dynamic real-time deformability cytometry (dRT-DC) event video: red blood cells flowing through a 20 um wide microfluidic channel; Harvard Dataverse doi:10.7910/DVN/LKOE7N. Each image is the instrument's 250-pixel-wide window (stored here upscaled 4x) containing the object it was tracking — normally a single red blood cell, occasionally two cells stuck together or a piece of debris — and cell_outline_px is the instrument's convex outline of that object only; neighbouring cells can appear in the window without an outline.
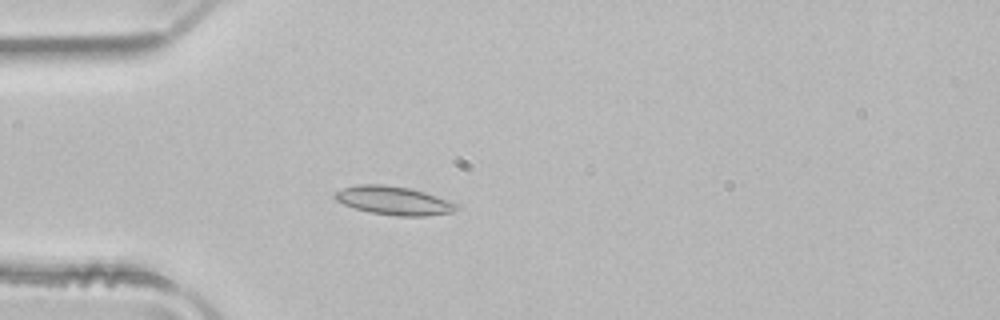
{"species": "common noctule bat (a hibernating species)", "species_latin": "Nyctalus noctula", "temperature_condition": "room temperature", "stored_images_in_passage": 51, "camera_frame_rate_fps": 3000, "um_per_image_px": 0.085, "animal": {"sex": "male", "body_mass_g": 21.5, "forearm_length_mm": 52.0}, "frame": {"image": 1, "passage_image": 15, "time_ms": 4.667, "image_size_px": [1000, 320], "cell_outline_px": [[460, 208], [452, 212], [424, 216], [396, 216], [368, 212], [344, 204], [336, 200], [332, 196], [336, 192], [344, 188], [356, 184], [384, 184], [408, 188], [424, 192], [460, 204]], "centroid_in_image_um": [33.48, 17.05], "position_along_channel_um": 51.5, "area_um2": 20.23}}
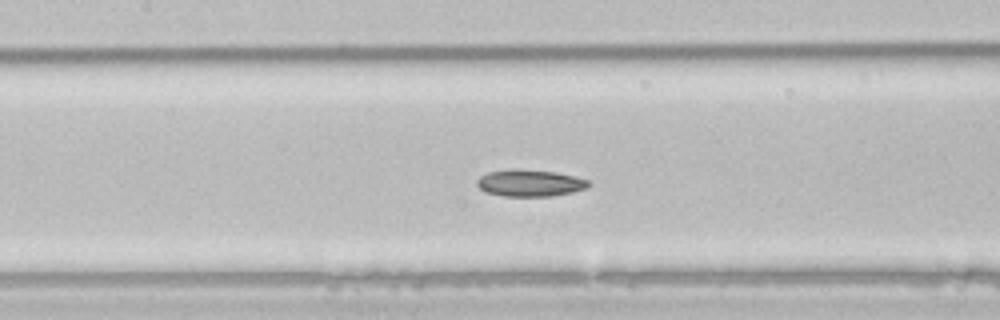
{"frame": {"image": 2, "passage_image": 24, "time_ms": 7.667, "image_size_px": [1000, 320], "cell_outline_px": [[592, 184], [588, 188], [572, 192], [552, 196], [504, 196], [484, 192], [476, 184], [476, 180], [480, 176], [488, 172], [556, 172], [576, 176], [588, 180]], "centroid_in_image_um": [45.1, 15.61], "position_along_channel_um": 162.3, "area_um2": 16.7}}
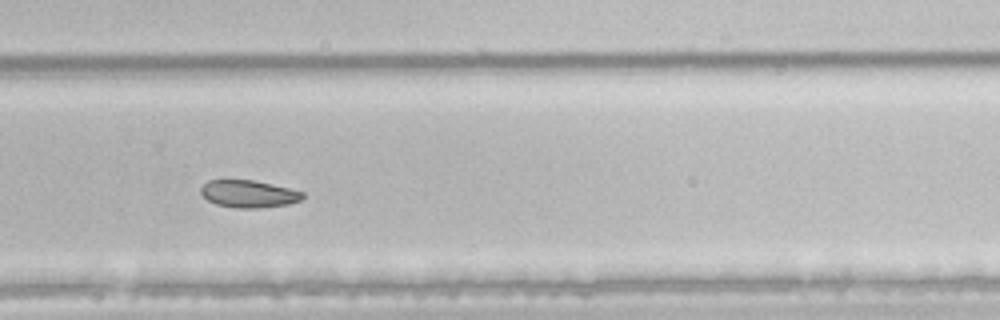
{"frame": {"image": 3, "passage_image": 35, "time_ms": 11.333, "image_size_px": [1000, 320], "cell_outline_px": [[304, 196], [300, 200], [288, 204], [256, 208], [236, 208], [216, 204], [208, 200], [200, 192], [200, 188], [208, 180], [252, 180], [272, 184], [304, 192]], "centroid_in_image_um": [21.12, 16.48], "position_along_channel_um": 308.7, "area_um2": 16.07}, "authors_computed_cell_mechanics": {"area_um2": 19.0162, "velocity_mm_per_s": 4.0131, "shape_relaxation_time_tau1_ms": 6.1795, "shape_relaxation_time_tau2_ms": null, "deformation_change_tau1": 0.1056, "deformation_change_tau2": null}}